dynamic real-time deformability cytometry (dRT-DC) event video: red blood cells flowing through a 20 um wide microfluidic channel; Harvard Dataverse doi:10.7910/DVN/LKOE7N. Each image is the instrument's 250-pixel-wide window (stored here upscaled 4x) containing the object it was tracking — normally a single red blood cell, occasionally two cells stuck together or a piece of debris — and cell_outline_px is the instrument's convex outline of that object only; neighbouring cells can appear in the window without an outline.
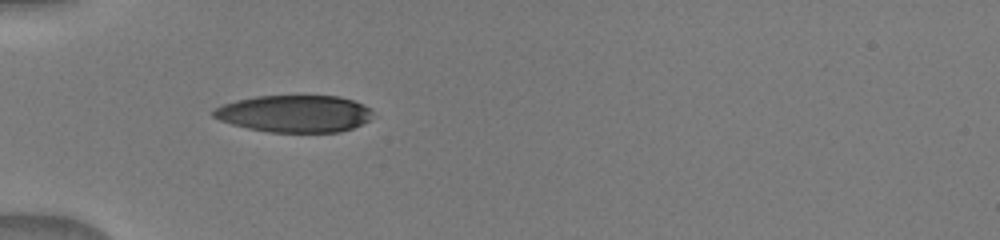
{"species": "human", "species_latin": "Homo sapiens", "temperature_condition": "warm", "stored_images_in_passage": 4, "camera_frame_rate_fps": 3000, "um_per_image_px": 0.085, "donor": {"sex": "male"}, "frame": {"image": 1, "passage_image": 3, "time_ms": 1.0, "image_size_px": [1000, 240], "cell_outline_px": [[372, 112], [368, 120], [352, 128], [340, 132], [268, 132], [248, 128], [232, 124], [220, 120], [212, 116], [212, 112], [216, 108], [224, 104], [236, 100], [256, 96], [340, 96], [364, 104], [372, 108]], "centroid_in_image_um": [25.04, 9.66], "position_along_channel_um": 60.0, "area_um2": 34.33}}
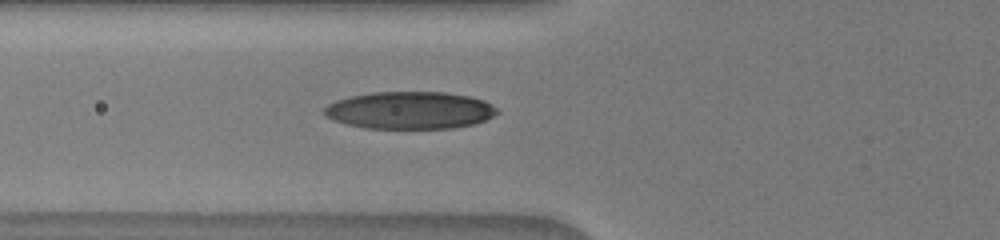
{"frame": {"image": 2, "passage_image": 4, "time_ms": 2.0, "image_size_px": [1000, 240], "cell_outline_px": [[500, 112], [476, 124], [452, 128], [364, 128], [332, 120], [324, 116], [324, 108], [328, 104], [336, 100], [352, 96], [372, 92], [444, 92], [468, 96], [484, 100], [496, 108]], "centroid_in_image_um": [34.82, 9.38], "position_along_channel_um": 91.0, "area_um2": 37.63}}